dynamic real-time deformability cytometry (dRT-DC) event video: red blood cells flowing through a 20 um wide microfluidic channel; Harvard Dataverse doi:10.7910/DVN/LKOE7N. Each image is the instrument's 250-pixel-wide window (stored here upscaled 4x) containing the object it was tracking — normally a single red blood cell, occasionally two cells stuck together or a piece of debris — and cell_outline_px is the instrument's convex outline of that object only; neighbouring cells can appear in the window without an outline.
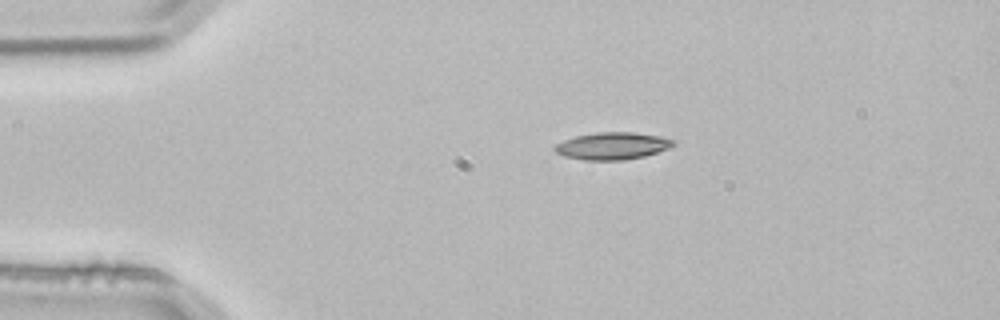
{"species": "common noctule bat (a hibernating species)", "species_latin": "Nyctalus noctula", "temperature_condition": "room temperature", "stored_images_in_passage": 3, "camera_frame_rate_fps": 3000, "um_per_image_px": 0.085, "animal": {"sex": "male", "body_mass_g": 21.5, "forearm_length_mm": 52.0}, "frame": {"image": 1, "passage_image": 3, "time_ms": 0.667, "image_size_px": [1000, 320], "cell_outline_px": [[676, 144], [668, 148], [644, 156], [624, 160], [584, 160], [564, 156], [556, 152], [552, 148], [556, 144], [564, 140], [576, 136], [596, 132], [632, 132], [660, 136], [676, 140]], "centroid_in_image_um": [52.05, 12.4], "position_along_channel_um": 33.0, "area_um2": 18.79}}